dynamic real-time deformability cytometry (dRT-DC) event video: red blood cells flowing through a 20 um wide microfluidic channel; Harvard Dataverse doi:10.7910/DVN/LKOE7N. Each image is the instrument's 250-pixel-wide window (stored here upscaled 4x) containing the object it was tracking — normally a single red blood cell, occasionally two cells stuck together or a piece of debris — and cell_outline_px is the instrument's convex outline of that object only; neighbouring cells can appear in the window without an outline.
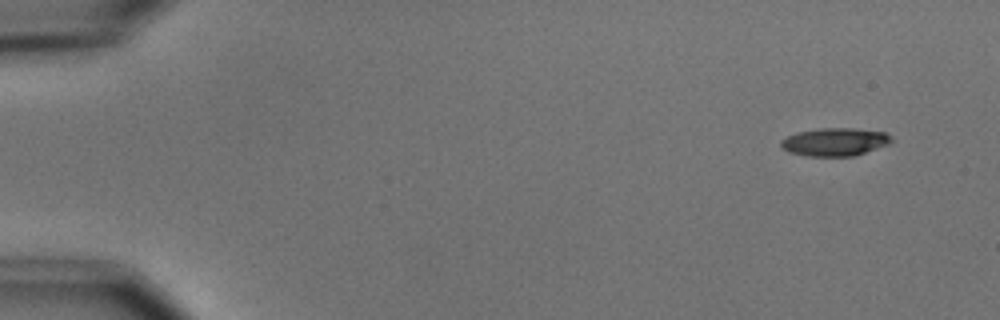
{"species": "common noctule bat (a hibernating species)", "species_latin": "Nyctalus noctula", "temperature_condition": "cold", "stored_images_in_passage": 9, "camera_frame_rate_fps": 3000, "um_per_image_px": 0.085, "animal": {"sex": "male", "body_mass_g": 15.6}, "frame": {"image": 1, "passage_image": 1, "time_ms": 0.0, "image_size_px": [1000, 320], "cell_outline_px": [[892, 140], [888, 144], [852, 156], [808, 156], [788, 152], [780, 144], [780, 140], [788, 136], [800, 132], [820, 128], [852, 128], [884, 132], [892, 136]], "centroid_in_image_um": [70.95, 12.06], "position_along_channel_um": 14.0, "area_um2": 17.74}}
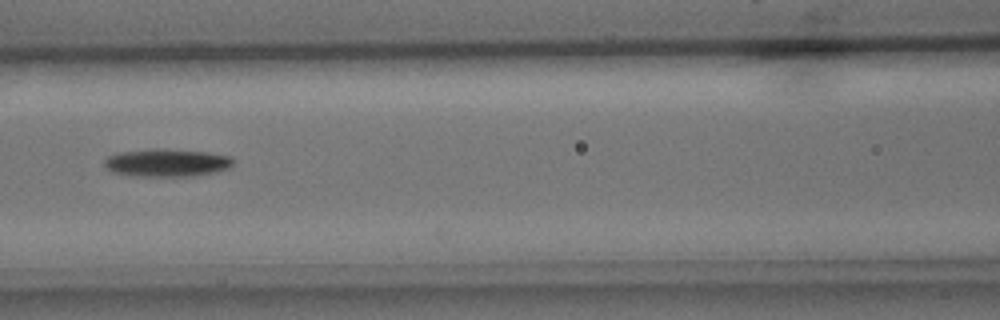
{"frame": {"image": 2, "passage_image": 7, "time_ms": 7.0, "image_size_px": [1000, 320], "cell_outline_px": [[232, 164], [228, 168], [216, 172], [192, 176], [136, 176], [112, 172], [104, 168], [104, 160], [108, 156], [120, 152], [152, 148], [156, 148], [208, 152], [232, 156]], "centroid_in_image_um": [14.15, 13.83], "position_along_channel_um": 152.4, "area_um2": 20.98}}
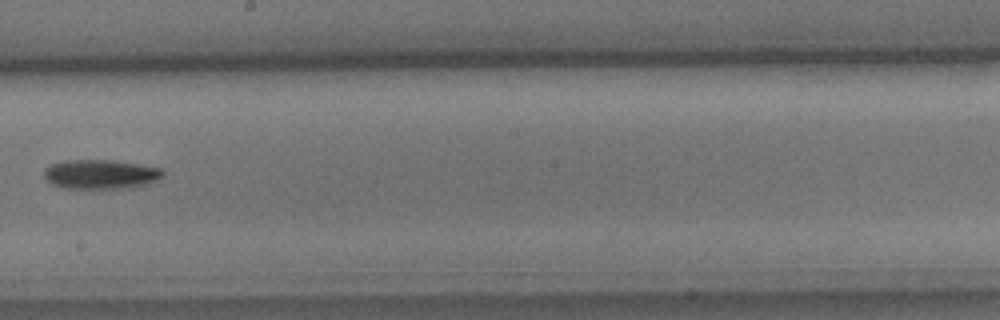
{"frame": {"image": 3, "passage_image": 9, "time_ms": 9.333, "image_size_px": [1000, 320], "cell_outline_px": [[164, 172], [156, 180], [148, 184], [132, 188], [64, 188], [52, 184], [44, 176], [44, 168], [52, 164], [64, 160], [112, 160], [160, 168]], "centroid_in_image_um": [8.53, 14.81], "position_along_channel_um": 239.7, "area_um2": 20.17}}